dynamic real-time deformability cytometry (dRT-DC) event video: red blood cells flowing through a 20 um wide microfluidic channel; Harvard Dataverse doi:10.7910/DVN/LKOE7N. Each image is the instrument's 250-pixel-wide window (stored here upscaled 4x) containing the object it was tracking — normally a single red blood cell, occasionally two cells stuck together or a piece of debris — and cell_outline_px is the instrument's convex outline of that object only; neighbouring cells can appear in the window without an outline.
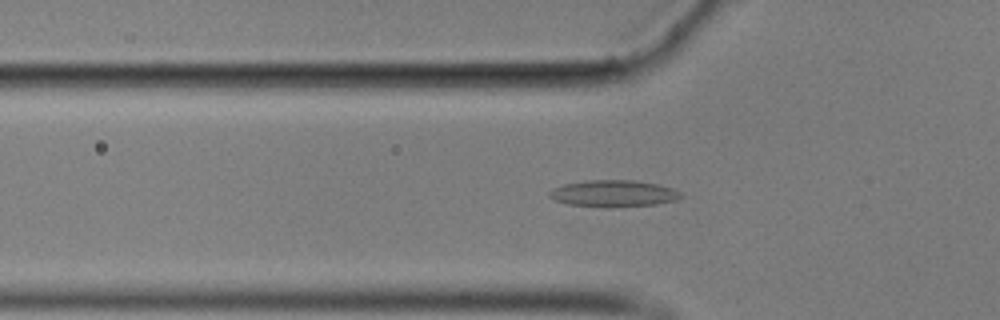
{"species": "common noctule bat (a hibernating species)", "species_latin": "Nyctalus noctula", "temperature_condition": "cold", "stored_images_in_passage": 55, "camera_frame_rate_fps": 3000, "um_per_image_px": 0.085, "animal": {"sex": "male", "body_mass_g": 17.9}, "frame": {"image": 1, "passage_image": 17, "time_ms": 5.333, "image_size_px": [1000, 320], "cell_outline_px": [[684, 196], [676, 200], [656, 204], [608, 208], [568, 204], [552, 200], [548, 196], [548, 192], [552, 188], [564, 184], [588, 180], [632, 180], [656, 184], [672, 188], [680, 192]], "centroid_in_image_um": [52.11, 16.46], "position_along_channel_um": 73.7, "area_um2": 20.63}}
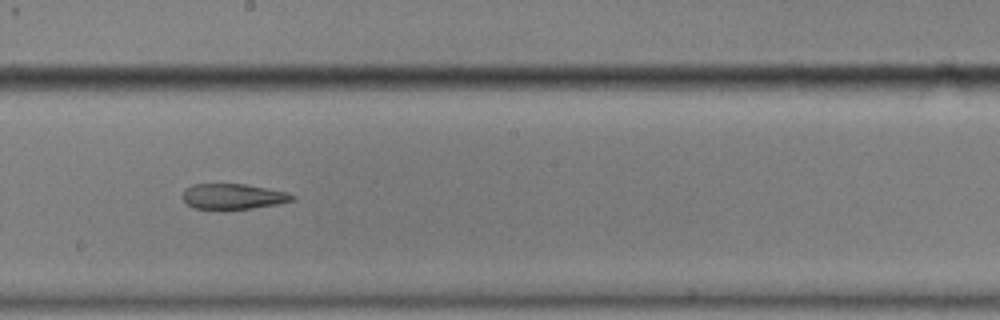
{"frame": {"image": 2, "passage_image": 30, "time_ms": 9.667, "image_size_px": [1000, 320], "cell_outline_px": [[296, 196], [292, 200], [280, 204], [224, 212], [196, 208], [188, 204], [184, 200], [184, 188], [192, 184], [244, 184], [288, 192]], "centroid_in_image_um": [19.81, 16.73], "position_along_channel_um": 228.4, "area_um2": 16.76}}
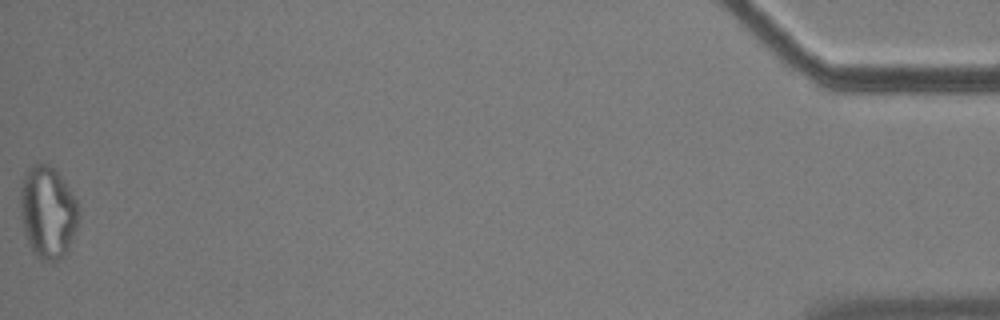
{"frame": {"image": 3, "passage_image": 55, "time_ms": 18.0, "image_size_px": [1000, 320], "cell_outline_px": [[80, 216], [76, 228], [68, 248], [64, 256], [60, 260], [40, 260], [36, 256], [24, 232], [20, 212], [20, 188], [24, 172], [32, 164], [48, 164], [64, 180], [76, 200], [80, 212]], "centroid_in_image_um": [4.05, 18.02], "position_along_channel_um": 431.1, "area_um2": 31.33}, "authors_computed_cell_mechanics": {"area_um2": 18.9584, "velocity_mm_per_s": 3.5459, "shape_relaxation_time_tau1_ms": null, "shape_relaxation_time_tau2_ms": 7.5411, "deformation_change_tau1": null, "deformation_change_tau2": 0.167}}